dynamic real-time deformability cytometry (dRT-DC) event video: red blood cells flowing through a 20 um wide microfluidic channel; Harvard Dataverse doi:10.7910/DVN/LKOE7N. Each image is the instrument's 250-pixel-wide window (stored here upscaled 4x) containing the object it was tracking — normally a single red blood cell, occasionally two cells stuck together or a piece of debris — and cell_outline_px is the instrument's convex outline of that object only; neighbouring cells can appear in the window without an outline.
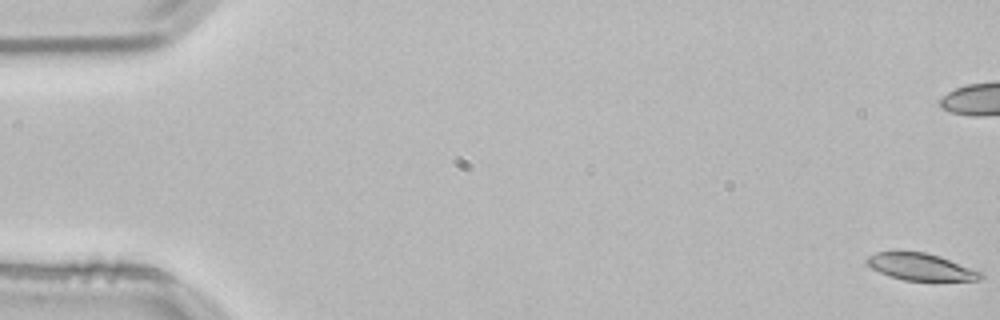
{"species": "common noctule bat (a hibernating species)", "species_latin": "Nyctalus noctula", "temperature_condition": "room temperature", "stored_images_in_passage": 55, "camera_frame_rate_fps": 3000, "um_per_image_px": 0.085, "animal": {"sex": "male", "body_mass_g": 21.5, "forearm_length_mm": 52.0}, "frame": {"image": 1, "passage_image": 1, "time_ms": 0.0, "image_size_px": [1000, 320], "cell_outline_px": [[984, 276], [976, 280], [904, 280], [888, 276], [872, 268], [864, 260], [868, 256], [876, 252], [924, 252], [940, 256], [984, 272]], "centroid_in_image_um": [78.27, 22.68], "position_along_channel_um": 6.7, "area_um2": 17.74}}
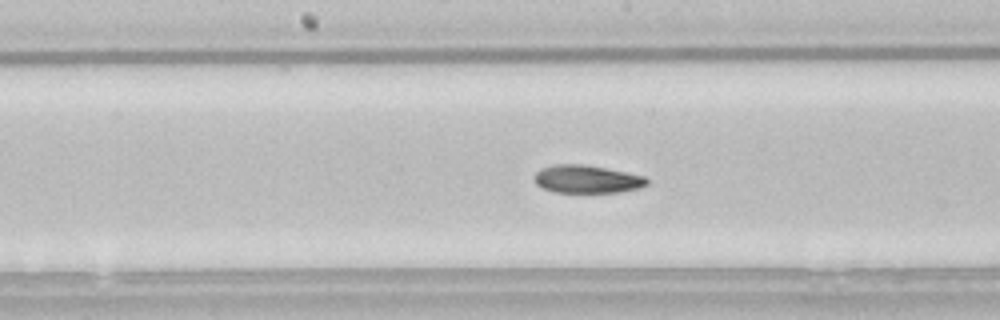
{"frame": {"image": 2, "passage_image": 28, "time_ms": 9.0, "image_size_px": [1000, 320], "cell_outline_px": [[648, 184], [640, 188], [620, 192], [552, 192], [536, 184], [532, 180], [536, 172], [540, 168], [556, 164], [584, 164], [644, 176], [648, 180]], "centroid_in_image_um": [49.85, 15.23], "position_along_channel_um": 198.4, "area_um2": 18.32}, "authors_computed_cell_mechanics": {"area_um2": 19.074, "velocity_mm_per_s": 3.8168, "shape_relaxation_time_tau1_ms": 5.3687, "shape_relaxation_time_tau2_ms": 3.9504, "deformation_change_tau1": 0.1366, "deformation_change_tau2": 0.0934}}